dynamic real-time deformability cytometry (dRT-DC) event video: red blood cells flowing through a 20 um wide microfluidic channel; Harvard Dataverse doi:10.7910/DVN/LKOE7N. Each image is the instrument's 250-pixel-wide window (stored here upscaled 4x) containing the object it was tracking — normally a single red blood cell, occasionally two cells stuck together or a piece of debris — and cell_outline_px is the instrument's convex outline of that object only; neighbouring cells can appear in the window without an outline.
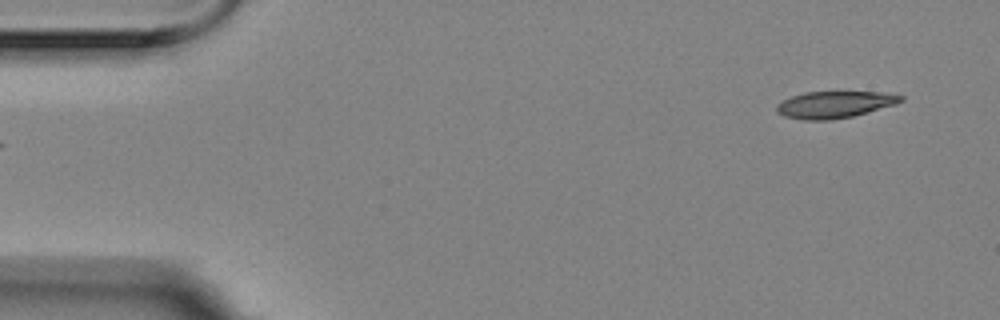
{"species": "Egyptian fruit bat (a non-hibernating species)", "species_latin": "Rousettus aegyptiacus", "temperature_condition": "room temperature", "stored_images_in_passage": 5, "segment_of_instrument_passage": [2, 2], "camera_frame_rate_fps": 3000, "um_per_image_px": 0.085, "animal": {"sex": "female"}, "frame": {"image": 1, "passage_image": 5, "time_ms": 1.333, "image_size_px": [1000, 320], "cell_outline_px": [[904, 100], [896, 104], [852, 116], [832, 120], [804, 120], [784, 116], [776, 112], [776, 104], [792, 96], [804, 92], [880, 92], [904, 96]], "centroid_in_image_um": [70.92, 8.89], "position_along_channel_um": 14.1, "area_um2": 19.31}}